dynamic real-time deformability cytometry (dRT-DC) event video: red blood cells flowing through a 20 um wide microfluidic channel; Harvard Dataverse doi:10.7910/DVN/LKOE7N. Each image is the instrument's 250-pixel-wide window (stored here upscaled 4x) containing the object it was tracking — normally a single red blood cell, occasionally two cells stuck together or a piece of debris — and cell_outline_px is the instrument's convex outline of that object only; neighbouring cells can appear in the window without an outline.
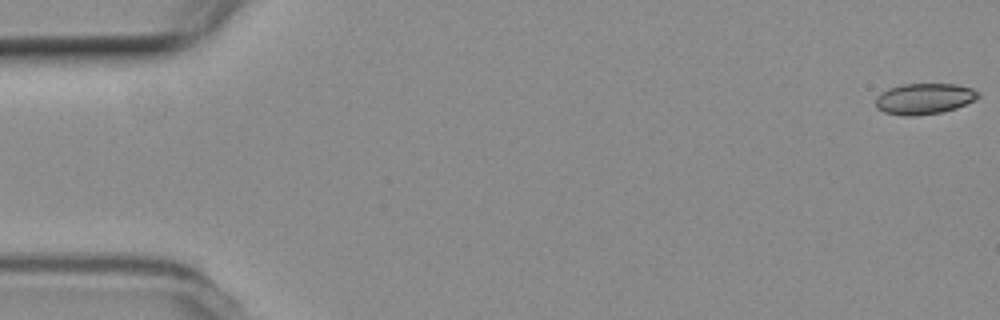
{"species": "common noctule bat (a hibernating species)", "species_latin": "Nyctalus noctula", "temperature_condition": "room temperature", "stored_images_in_passage": 9, "camera_frame_rate_fps": 3000, "um_per_image_px": 0.085, "animal": {"sex": "female", "body_mass_g": 19.3, "forearm_length_mm": 54.1}, "frame": {"image": 1, "passage_image": 1, "time_ms": 0.0, "image_size_px": [1000, 320], "cell_outline_px": [[980, 96], [976, 100], [956, 108], [940, 112], [916, 116], [904, 116], [884, 112], [876, 108], [876, 96], [880, 92], [888, 88], [900, 84], [956, 84], [972, 88], [980, 92]], "centroid_in_image_um": [78.55, 8.39], "position_along_channel_um": 6.4, "area_um2": 18.73}}